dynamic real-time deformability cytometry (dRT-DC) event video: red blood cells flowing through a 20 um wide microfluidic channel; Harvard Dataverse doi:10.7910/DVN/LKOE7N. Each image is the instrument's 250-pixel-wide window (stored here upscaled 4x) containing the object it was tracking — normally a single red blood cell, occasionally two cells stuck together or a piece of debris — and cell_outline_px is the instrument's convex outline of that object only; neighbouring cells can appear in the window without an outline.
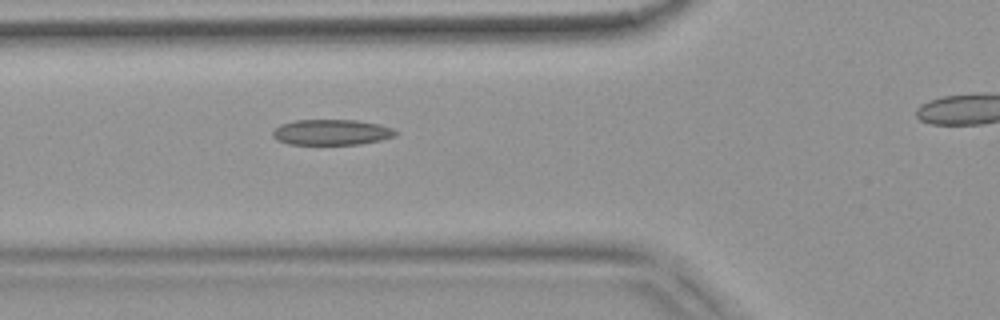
{"species": "common noctule bat (a hibernating species)", "species_latin": "Nyctalus noctula", "temperature_condition": "warm", "stored_images_in_passage": 43, "camera_frame_rate_fps": 3000, "um_per_image_px": 0.085, "animal": {"sex": "female", "body_mass_g": 18.4}, "frame": {"image": 1, "passage_image": 16, "time_ms": 5.0, "image_size_px": [1000, 320], "cell_outline_px": [[396, 136], [380, 140], [360, 144], [288, 144], [276, 140], [272, 136], [272, 132], [280, 124], [296, 120], [360, 120], [380, 124], [392, 128], [396, 132]], "centroid_in_image_um": [28.17, 11.23], "position_along_channel_um": 97.6, "area_um2": 18.38}}
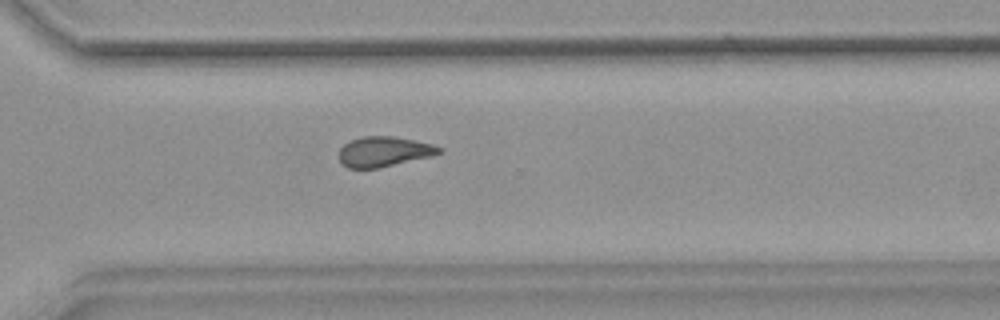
{"frame": {"image": 2, "passage_image": 35, "time_ms": 11.333, "image_size_px": [1000, 320], "cell_outline_px": [[444, 148], [440, 152], [432, 156], [380, 168], [348, 168], [340, 160], [340, 148], [348, 140], [364, 136], [392, 136], [432, 144]], "centroid_in_image_um": [32.64, 12.88], "position_along_channel_um": 338.0, "area_um2": 17.51}}
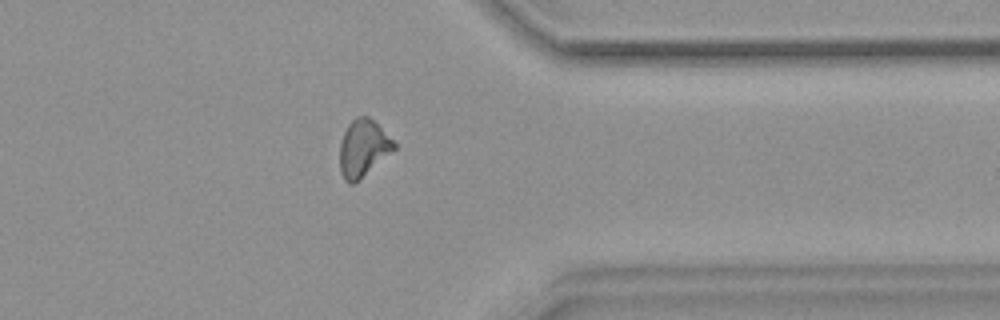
{"frame": {"image": 3, "passage_image": 39, "time_ms": 12.667, "image_size_px": [1000, 320], "cell_outline_px": [[396, 148], [352, 184], [348, 184], [344, 180], [340, 172], [340, 144], [344, 132], [348, 124], [356, 116], [368, 116], [396, 144]], "centroid_in_image_um": [30.83, 12.59], "position_along_channel_um": 380.6, "area_um2": 17.46}, "authors_computed_cell_mechanics": {"area_um2": 18.3804, "velocity_mm_per_s": 3.7938, "shape_relaxation_time_tau1_ms": null, "shape_relaxation_time_tau2_ms": 3.8093, "deformation_change_tau1": null, "deformation_change_tau2": 0.1273}}